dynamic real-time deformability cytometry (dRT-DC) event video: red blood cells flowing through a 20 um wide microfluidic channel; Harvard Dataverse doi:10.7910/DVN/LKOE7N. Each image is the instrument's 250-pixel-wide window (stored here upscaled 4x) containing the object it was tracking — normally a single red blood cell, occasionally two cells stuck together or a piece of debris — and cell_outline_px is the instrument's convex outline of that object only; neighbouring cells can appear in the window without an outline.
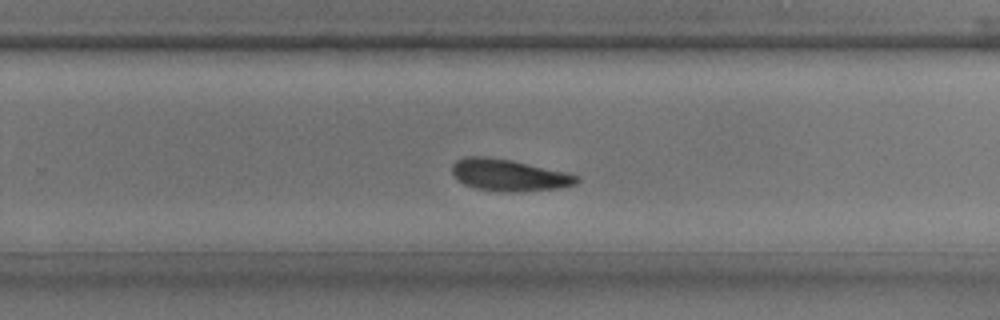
{"species": "common noctule bat (a hibernating species)", "species_latin": "Nyctalus noctula", "temperature_condition": "room temperature", "stored_images_in_passage": 29, "camera_frame_rate_fps": 3000, "um_per_image_px": 0.085, "animal": {"sex": "male", "body_mass_g": 17.9, "forearm_length_mm": 54.2}, "frame": {"image": 1, "passage_image": 20, "time_ms": 6.333, "image_size_px": [1000, 320], "cell_outline_px": [[580, 180], [576, 184], [560, 188], [520, 192], [512, 192], [476, 188], [464, 184], [456, 180], [452, 172], [452, 164], [456, 160], [464, 156], [484, 156], [512, 160], [564, 172], [580, 176]], "centroid_in_image_um": [43.24, 14.88], "position_along_channel_um": 286.6, "area_um2": 23.12}}
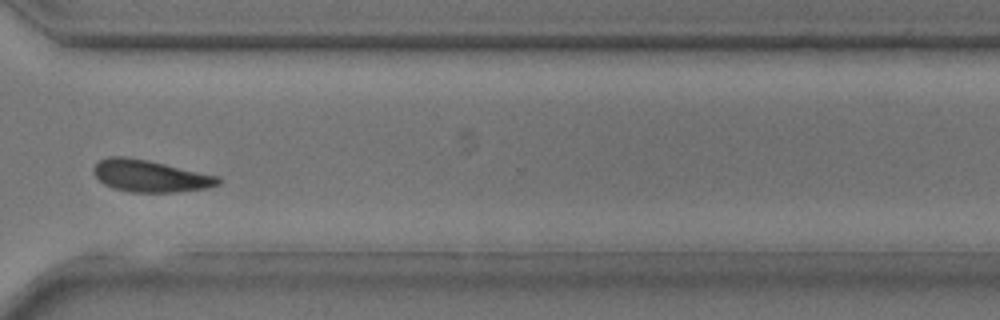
{"frame": {"image": 2, "passage_image": 24, "time_ms": 7.667, "image_size_px": [1000, 320], "cell_outline_px": [[220, 184], [208, 188], [176, 192], [128, 192], [112, 188], [104, 184], [92, 172], [92, 168], [100, 160], [108, 156], [124, 156], [148, 160], [220, 176]], "centroid_in_image_um": [12.76, 14.96], "position_along_channel_um": 357.8, "area_um2": 23.35}}
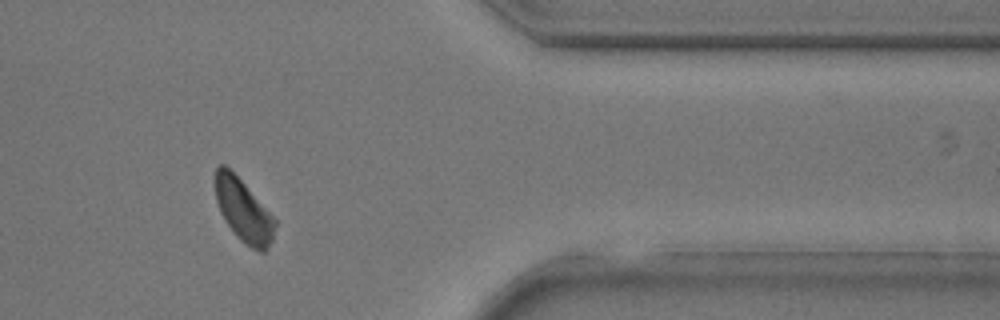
{"frame": {"image": 3, "passage_image": 27, "time_ms": 8.667, "image_size_px": [1000, 320], "cell_outline_px": [[276, 224], [272, 240], [268, 248], [264, 252], [260, 252], [244, 244], [236, 236], [224, 220], [220, 212], [216, 200], [216, 168], [220, 164], [224, 164], [244, 184], [276, 220]], "centroid_in_image_um": [20.69, 17.95], "position_along_channel_um": 390.7, "area_um2": 21.39}}